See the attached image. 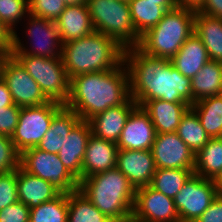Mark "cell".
<instances>
[{
  "mask_svg": "<svg viewBox=\"0 0 222 222\" xmlns=\"http://www.w3.org/2000/svg\"><path fill=\"white\" fill-rule=\"evenodd\" d=\"M191 107L188 102L146 101L142 108L148 113L156 134L176 132L182 116Z\"/></svg>",
  "mask_w": 222,
  "mask_h": 222,
  "instance_id": "ffe728a7",
  "label": "cell"
},
{
  "mask_svg": "<svg viewBox=\"0 0 222 222\" xmlns=\"http://www.w3.org/2000/svg\"><path fill=\"white\" fill-rule=\"evenodd\" d=\"M117 152L118 146L115 142L91 134L82 162V179L115 168Z\"/></svg>",
  "mask_w": 222,
  "mask_h": 222,
  "instance_id": "d6986e66",
  "label": "cell"
},
{
  "mask_svg": "<svg viewBox=\"0 0 222 222\" xmlns=\"http://www.w3.org/2000/svg\"><path fill=\"white\" fill-rule=\"evenodd\" d=\"M192 104L222 94V62L209 60L191 79Z\"/></svg>",
  "mask_w": 222,
  "mask_h": 222,
  "instance_id": "484cf974",
  "label": "cell"
},
{
  "mask_svg": "<svg viewBox=\"0 0 222 222\" xmlns=\"http://www.w3.org/2000/svg\"><path fill=\"white\" fill-rule=\"evenodd\" d=\"M66 6L87 4V0H63Z\"/></svg>",
  "mask_w": 222,
  "mask_h": 222,
  "instance_id": "7dc6e473",
  "label": "cell"
},
{
  "mask_svg": "<svg viewBox=\"0 0 222 222\" xmlns=\"http://www.w3.org/2000/svg\"><path fill=\"white\" fill-rule=\"evenodd\" d=\"M214 182L217 188L218 195L222 196V172L218 175Z\"/></svg>",
  "mask_w": 222,
  "mask_h": 222,
  "instance_id": "bcb514c9",
  "label": "cell"
},
{
  "mask_svg": "<svg viewBox=\"0 0 222 222\" xmlns=\"http://www.w3.org/2000/svg\"><path fill=\"white\" fill-rule=\"evenodd\" d=\"M80 120L75 111L63 105L54 114L50 128L43 136L37 148L52 154H58L69 132Z\"/></svg>",
  "mask_w": 222,
  "mask_h": 222,
  "instance_id": "603a6c76",
  "label": "cell"
},
{
  "mask_svg": "<svg viewBox=\"0 0 222 222\" xmlns=\"http://www.w3.org/2000/svg\"><path fill=\"white\" fill-rule=\"evenodd\" d=\"M60 193L47 180L24 171L20 166L17 174L18 201L30 209L56 198Z\"/></svg>",
  "mask_w": 222,
  "mask_h": 222,
  "instance_id": "44dd1931",
  "label": "cell"
},
{
  "mask_svg": "<svg viewBox=\"0 0 222 222\" xmlns=\"http://www.w3.org/2000/svg\"><path fill=\"white\" fill-rule=\"evenodd\" d=\"M28 5V14L54 22L59 18L66 7L63 0H28Z\"/></svg>",
  "mask_w": 222,
  "mask_h": 222,
  "instance_id": "e575fe53",
  "label": "cell"
},
{
  "mask_svg": "<svg viewBox=\"0 0 222 222\" xmlns=\"http://www.w3.org/2000/svg\"><path fill=\"white\" fill-rule=\"evenodd\" d=\"M39 84L49 101L65 105L69 97L70 79L61 57L43 58L31 55H12Z\"/></svg>",
  "mask_w": 222,
  "mask_h": 222,
  "instance_id": "52a82bcc",
  "label": "cell"
},
{
  "mask_svg": "<svg viewBox=\"0 0 222 222\" xmlns=\"http://www.w3.org/2000/svg\"><path fill=\"white\" fill-rule=\"evenodd\" d=\"M78 190L113 222L132 217L135 188L116 167L81 179Z\"/></svg>",
  "mask_w": 222,
  "mask_h": 222,
  "instance_id": "277c9868",
  "label": "cell"
},
{
  "mask_svg": "<svg viewBox=\"0 0 222 222\" xmlns=\"http://www.w3.org/2000/svg\"><path fill=\"white\" fill-rule=\"evenodd\" d=\"M55 22L62 44L94 31L87 4L66 6Z\"/></svg>",
  "mask_w": 222,
  "mask_h": 222,
  "instance_id": "7402d4cb",
  "label": "cell"
},
{
  "mask_svg": "<svg viewBox=\"0 0 222 222\" xmlns=\"http://www.w3.org/2000/svg\"><path fill=\"white\" fill-rule=\"evenodd\" d=\"M20 167L35 176L47 180L60 194L79 189V182L68 172L58 154L42 151L37 147L20 154Z\"/></svg>",
  "mask_w": 222,
  "mask_h": 222,
  "instance_id": "ba28073f",
  "label": "cell"
},
{
  "mask_svg": "<svg viewBox=\"0 0 222 222\" xmlns=\"http://www.w3.org/2000/svg\"><path fill=\"white\" fill-rule=\"evenodd\" d=\"M25 13H29L28 0H0V20L12 32L15 24L27 15Z\"/></svg>",
  "mask_w": 222,
  "mask_h": 222,
  "instance_id": "836d02e7",
  "label": "cell"
},
{
  "mask_svg": "<svg viewBox=\"0 0 222 222\" xmlns=\"http://www.w3.org/2000/svg\"><path fill=\"white\" fill-rule=\"evenodd\" d=\"M121 222H136V221L133 218H130V219L126 220V221H121Z\"/></svg>",
  "mask_w": 222,
  "mask_h": 222,
  "instance_id": "681fc988",
  "label": "cell"
},
{
  "mask_svg": "<svg viewBox=\"0 0 222 222\" xmlns=\"http://www.w3.org/2000/svg\"><path fill=\"white\" fill-rule=\"evenodd\" d=\"M197 11L207 16L222 19V0H205Z\"/></svg>",
  "mask_w": 222,
  "mask_h": 222,
  "instance_id": "60d3db41",
  "label": "cell"
},
{
  "mask_svg": "<svg viewBox=\"0 0 222 222\" xmlns=\"http://www.w3.org/2000/svg\"><path fill=\"white\" fill-rule=\"evenodd\" d=\"M17 174L18 169L0 174V211L18 201Z\"/></svg>",
  "mask_w": 222,
  "mask_h": 222,
  "instance_id": "8d00e7d4",
  "label": "cell"
},
{
  "mask_svg": "<svg viewBox=\"0 0 222 222\" xmlns=\"http://www.w3.org/2000/svg\"><path fill=\"white\" fill-rule=\"evenodd\" d=\"M156 131L148 113L136 106L117 141L118 150H151Z\"/></svg>",
  "mask_w": 222,
  "mask_h": 222,
  "instance_id": "9a60e30c",
  "label": "cell"
},
{
  "mask_svg": "<svg viewBox=\"0 0 222 222\" xmlns=\"http://www.w3.org/2000/svg\"><path fill=\"white\" fill-rule=\"evenodd\" d=\"M179 6L198 9L205 0H176Z\"/></svg>",
  "mask_w": 222,
  "mask_h": 222,
  "instance_id": "ee69618b",
  "label": "cell"
},
{
  "mask_svg": "<svg viewBox=\"0 0 222 222\" xmlns=\"http://www.w3.org/2000/svg\"><path fill=\"white\" fill-rule=\"evenodd\" d=\"M19 166L20 153L11 137L0 135V174L18 169Z\"/></svg>",
  "mask_w": 222,
  "mask_h": 222,
  "instance_id": "d590c367",
  "label": "cell"
},
{
  "mask_svg": "<svg viewBox=\"0 0 222 222\" xmlns=\"http://www.w3.org/2000/svg\"><path fill=\"white\" fill-rule=\"evenodd\" d=\"M149 1L158 2V5L164 7L167 11L179 6L176 0H149Z\"/></svg>",
  "mask_w": 222,
  "mask_h": 222,
  "instance_id": "f6af8a7d",
  "label": "cell"
},
{
  "mask_svg": "<svg viewBox=\"0 0 222 222\" xmlns=\"http://www.w3.org/2000/svg\"><path fill=\"white\" fill-rule=\"evenodd\" d=\"M92 134L89 121L80 120L69 132L58 152L59 159L68 172L79 182L82 179V162L89 137Z\"/></svg>",
  "mask_w": 222,
  "mask_h": 222,
  "instance_id": "e0dca14e",
  "label": "cell"
},
{
  "mask_svg": "<svg viewBox=\"0 0 222 222\" xmlns=\"http://www.w3.org/2000/svg\"><path fill=\"white\" fill-rule=\"evenodd\" d=\"M8 54L4 51L0 49V72H1V65H2V61L3 59L7 56ZM1 75V74H0Z\"/></svg>",
  "mask_w": 222,
  "mask_h": 222,
  "instance_id": "c3c4849f",
  "label": "cell"
},
{
  "mask_svg": "<svg viewBox=\"0 0 222 222\" xmlns=\"http://www.w3.org/2000/svg\"><path fill=\"white\" fill-rule=\"evenodd\" d=\"M67 222H113L79 190L68 194Z\"/></svg>",
  "mask_w": 222,
  "mask_h": 222,
  "instance_id": "4dcf8cb0",
  "label": "cell"
},
{
  "mask_svg": "<svg viewBox=\"0 0 222 222\" xmlns=\"http://www.w3.org/2000/svg\"><path fill=\"white\" fill-rule=\"evenodd\" d=\"M94 31L114 39L124 49L137 47L140 36L136 33L128 1L87 0Z\"/></svg>",
  "mask_w": 222,
  "mask_h": 222,
  "instance_id": "8992f818",
  "label": "cell"
},
{
  "mask_svg": "<svg viewBox=\"0 0 222 222\" xmlns=\"http://www.w3.org/2000/svg\"><path fill=\"white\" fill-rule=\"evenodd\" d=\"M116 168L135 190L149 186L156 171L151 150H118Z\"/></svg>",
  "mask_w": 222,
  "mask_h": 222,
  "instance_id": "2e32d148",
  "label": "cell"
},
{
  "mask_svg": "<svg viewBox=\"0 0 222 222\" xmlns=\"http://www.w3.org/2000/svg\"><path fill=\"white\" fill-rule=\"evenodd\" d=\"M195 222H222V196L217 195Z\"/></svg>",
  "mask_w": 222,
  "mask_h": 222,
  "instance_id": "ab89813d",
  "label": "cell"
},
{
  "mask_svg": "<svg viewBox=\"0 0 222 222\" xmlns=\"http://www.w3.org/2000/svg\"><path fill=\"white\" fill-rule=\"evenodd\" d=\"M21 107L13 104L9 107H0V135L11 137L18 124Z\"/></svg>",
  "mask_w": 222,
  "mask_h": 222,
  "instance_id": "74e56055",
  "label": "cell"
},
{
  "mask_svg": "<svg viewBox=\"0 0 222 222\" xmlns=\"http://www.w3.org/2000/svg\"><path fill=\"white\" fill-rule=\"evenodd\" d=\"M30 208L17 201L0 211V222H29Z\"/></svg>",
  "mask_w": 222,
  "mask_h": 222,
  "instance_id": "f35d334b",
  "label": "cell"
},
{
  "mask_svg": "<svg viewBox=\"0 0 222 222\" xmlns=\"http://www.w3.org/2000/svg\"><path fill=\"white\" fill-rule=\"evenodd\" d=\"M29 28L26 33L35 41L31 42L34 47L31 50L22 46L20 38L16 31L13 32V46L11 55H31L43 58L61 57L62 42L60 40L59 31L56 22L47 20L45 18L36 17L28 14ZM59 47V48H58ZM29 50V51H27ZM59 50V51H58Z\"/></svg>",
  "mask_w": 222,
  "mask_h": 222,
  "instance_id": "8fae6325",
  "label": "cell"
},
{
  "mask_svg": "<svg viewBox=\"0 0 222 222\" xmlns=\"http://www.w3.org/2000/svg\"><path fill=\"white\" fill-rule=\"evenodd\" d=\"M151 151L156 169L195 168V153L176 132L156 134Z\"/></svg>",
  "mask_w": 222,
  "mask_h": 222,
  "instance_id": "5bb4252c",
  "label": "cell"
},
{
  "mask_svg": "<svg viewBox=\"0 0 222 222\" xmlns=\"http://www.w3.org/2000/svg\"><path fill=\"white\" fill-rule=\"evenodd\" d=\"M198 116L210 138H218L222 131V94L196 101L190 107Z\"/></svg>",
  "mask_w": 222,
  "mask_h": 222,
  "instance_id": "4316f807",
  "label": "cell"
},
{
  "mask_svg": "<svg viewBox=\"0 0 222 222\" xmlns=\"http://www.w3.org/2000/svg\"><path fill=\"white\" fill-rule=\"evenodd\" d=\"M218 138H219L220 140H222V131H221L220 135L218 136Z\"/></svg>",
  "mask_w": 222,
  "mask_h": 222,
  "instance_id": "f907efd6",
  "label": "cell"
},
{
  "mask_svg": "<svg viewBox=\"0 0 222 222\" xmlns=\"http://www.w3.org/2000/svg\"><path fill=\"white\" fill-rule=\"evenodd\" d=\"M136 106L137 103L130 97L124 104L97 114L89 120L92 134L97 138L117 143L130 113Z\"/></svg>",
  "mask_w": 222,
  "mask_h": 222,
  "instance_id": "ac0fdd59",
  "label": "cell"
},
{
  "mask_svg": "<svg viewBox=\"0 0 222 222\" xmlns=\"http://www.w3.org/2000/svg\"><path fill=\"white\" fill-rule=\"evenodd\" d=\"M217 195L214 180L193 174L173 199L180 222H195Z\"/></svg>",
  "mask_w": 222,
  "mask_h": 222,
  "instance_id": "30bf717a",
  "label": "cell"
},
{
  "mask_svg": "<svg viewBox=\"0 0 222 222\" xmlns=\"http://www.w3.org/2000/svg\"><path fill=\"white\" fill-rule=\"evenodd\" d=\"M125 49L114 39L93 31L85 37L62 44L61 60L68 78L108 71L124 61Z\"/></svg>",
  "mask_w": 222,
  "mask_h": 222,
  "instance_id": "3957f363",
  "label": "cell"
},
{
  "mask_svg": "<svg viewBox=\"0 0 222 222\" xmlns=\"http://www.w3.org/2000/svg\"><path fill=\"white\" fill-rule=\"evenodd\" d=\"M196 9L178 6L168 10L156 26L140 38L137 46L146 55L171 60L194 33Z\"/></svg>",
  "mask_w": 222,
  "mask_h": 222,
  "instance_id": "5b68a950",
  "label": "cell"
},
{
  "mask_svg": "<svg viewBox=\"0 0 222 222\" xmlns=\"http://www.w3.org/2000/svg\"><path fill=\"white\" fill-rule=\"evenodd\" d=\"M14 104L7 83L0 77V107H9Z\"/></svg>",
  "mask_w": 222,
  "mask_h": 222,
  "instance_id": "7bdbcfd3",
  "label": "cell"
},
{
  "mask_svg": "<svg viewBox=\"0 0 222 222\" xmlns=\"http://www.w3.org/2000/svg\"><path fill=\"white\" fill-rule=\"evenodd\" d=\"M193 174V169H156L149 186L174 199Z\"/></svg>",
  "mask_w": 222,
  "mask_h": 222,
  "instance_id": "f546056e",
  "label": "cell"
},
{
  "mask_svg": "<svg viewBox=\"0 0 222 222\" xmlns=\"http://www.w3.org/2000/svg\"><path fill=\"white\" fill-rule=\"evenodd\" d=\"M0 74L7 83L15 105L30 107L49 102L42 93L39 84L11 54L3 59Z\"/></svg>",
  "mask_w": 222,
  "mask_h": 222,
  "instance_id": "7c38bea8",
  "label": "cell"
},
{
  "mask_svg": "<svg viewBox=\"0 0 222 222\" xmlns=\"http://www.w3.org/2000/svg\"><path fill=\"white\" fill-rule=\"evenodd\" d=\"M68 195L59 194L51 201L30 209L29 222H67Z\"/></svg>",
  "mask_w": 222,
  "mask_h": 222,
  "instance_id": "d6a6232c",
  "label": "cell"
},
{
  "mask_svg": "<svg viewBox=\"0 0 222 222\" xmlns=\"http://www.w3.org/2000/svg\"><path fill=\"white\" fill-rule=\"evenodd\" d=\"M131 218L136 222H180L173 198L150 186L135 190Z\"/></svg>",
  "mask_w": 222,
  "mask_h": 222,
  "instance_id": "4fadbf2b",
  "label": "cell"
},
{
  "mask_svg": "<svg viewBox=\"0 0 222 222\" xmlns=\"http://www.w3.org/2000/svg\"><path fill=\"white\" fill-rule=\"evenodd\" d=\"M209 60L206 47L193 33L170 62L183 76L192 79Z\"/></svg>",
  "mask_w": 222,
  "mask_h": 222,
  "instance_id": "cb8c5ba5",
  "label": "cell"
},
{
  "mask_svg": "<svg viewBox=\"0 0 222 222\" xmlns=\"http://www.w3.org/2000/svg\"><path fill=\"white\" fill-rule=\"evenodd\" d=\"M124 65L123 61L112 70L70 78L65 106L75 111L81 120L89 121L110 107L124 104L131 97L129 72Z\"/></svg>",
  "mask_w": 222,
  "mask_h": 222,
  "instance_id": "7a4b0ae2",
  "label": "cell"
},
{
  "mask_svg": "<svg viewBox=\"0 0 222 222\" xmlns=\"http://www.w3.org/2000/svg\"><path fill=\"white\" fill-rule=\"evenodd\" d=\"M194 33L206 47L210 60L222 62V19L204 15L196 10Z\"/></svg>",
  "mask_w": 222,
  "mask_h": 222,
  "instance_id": "d4e9b609",
  "label": "cell"
},
{
  "mask_svg": "<svg viewBox=\"0 0 222 222\" xmlns=\"http://www.w3.org/2000/svg\"><path fill=\"white\" fill-rule=\"evenodd\" d=\"M130 13L136 33L141 37L164 17L167 10L158 2L130 0Z\"/></svg>",
  "mask_w": 222,
  "mask_h": 222,
  "instance_id": "f1b7e54d",
  "label": "cell"
},
{
  "mask_svg": "<svg viewBox=\"0 0 222 222\" xmlns=\"http://www.w3.org/2000/svg\"><path fill=\"white\" fill-rule=\"evenodd\" d=\"M222 172V140L210 138L195 154L194 174L215 180Z\"/></svg>",
  "mask_w": 222,
  "mask_h": 222,
  "instance_id": "83f0119b",
  "label": "cell"
},
{
  "mask_svg": "<svg viewBox=\"0 0 222 222\" xmlns=\"http://www.w3.org/2000/svg\"><path fill=\"white\" fill-rule=\"evenodd\" d=\"M124 63L129 72L130 96L138 106L155 99L192 105L191 79L169 59L152 57L131 47L124 51Z\"/></svg>",
  "mask_w": 222,
  "mask_h": 222,
  "instance_id": "6da1fadb",
  "label": "cell"
},
{
  "mask_svg": "<svg viewBox=\"0 0 222 222\" xmlns=\"http://www.w3.org/2000/svg\"><path fill=\"white\" fill-rule=\"evenodd\" d=\"M13 46V32L0 20V49L10 54Z\"/></svg>",
  "mask_w": 222,
  "mask_h": 222,
  "instance_id": "b9f144b4",
  "label": "cell"
},
{
  "mask_svg": "<svg viewBox=\"0 0 222 222\" xmlns=\"http://www.w3.org/2000/svg\"><path fill=\"white\" fill-rule=\"evenodd\" d=\"M63 106L49 101L40 106L21 107L18 124L11 140L21 154L27 149L37 147L50 128L54 114Z\"/></svg>",
  "mask_w": 222,
  "mask_h": 222,
  "instance_id": "9c48e42d",
  "label": "cell"
},
{
  "mask_svg": "<svg viewBox=\"0 0 222 222\" xmlns=\"http://www.w3.org/2000/svg\"><path fill=\"white\" fill-rule=\"evenodd\" d=\"M176 133L195 154L210 139L202 127L197 114L191 108L182 116Z\"/></svg>",
  "mask_w": 222,
  "mask_h": 222,
  "instance_id": "1f68e13d",
  "label": "cell"
}]
</instances>
